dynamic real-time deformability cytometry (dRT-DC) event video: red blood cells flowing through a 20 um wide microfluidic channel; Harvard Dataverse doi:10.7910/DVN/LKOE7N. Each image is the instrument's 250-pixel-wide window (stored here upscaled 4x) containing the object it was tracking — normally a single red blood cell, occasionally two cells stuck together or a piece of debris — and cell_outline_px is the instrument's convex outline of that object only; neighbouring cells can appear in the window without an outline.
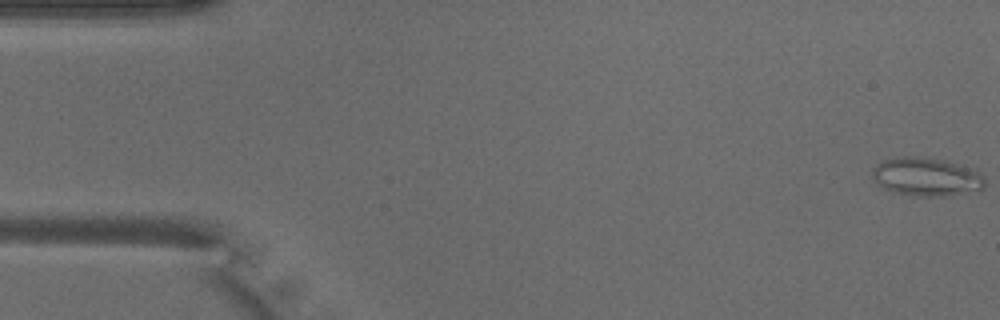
{"species": "common noctule bat (a hibernating species)", "species_latin": "Nyctalus noctula", "temperature_condition": "warm", "stored_images_in_passage": 50, "camera_frame_rate_fps": 3000, "um_per_image_px": 0.085, "animal": {"sex": "male", "body_mass_g": 18.8}, "frame": {"image": 1, "passage_image": 1, "time_ms": 0.0, "image_size_px": [1000, 320], "cell_outline_px": [[984, 188], [944, 196], [912, 196], [892, 192], [876, 184], [872, 176], [872, 168], [884, 160], [904, 156], [924, 156], [944, 160], [956, 164], [976, 172], [984, 180]], "centroid_in_image_um": [78.64, 15.03], "position_along_channel_um": 6.4, "area_um2": 24.85}}
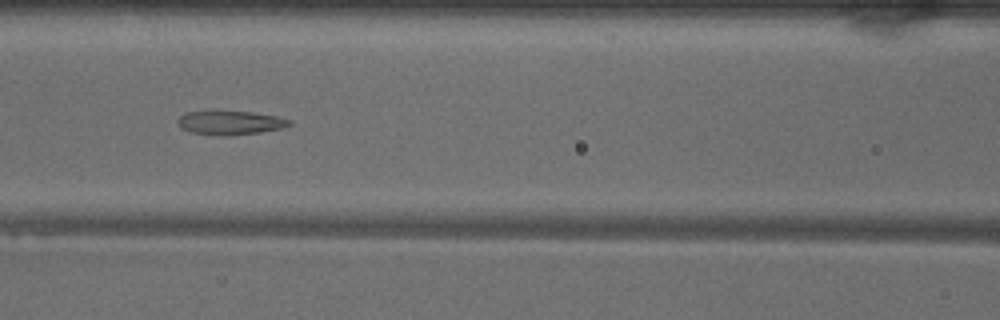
{"frame": {"image": 2, "passage_image": 21, "time_ms": 6.667, "image_size_px": [1000, 320], "cell_outline_px": [[292, 124], [284, 128], [260, 132], [228, 136], [216, 136], [192, 132], [180, 128], [176, 124], [176, 120], [184, 112], [216, 108], [252, 112], [276, 116], [292, 120]], "centroid_in_image_um": [19.5, 10.39], "position_along_channel_um": 147.1, "area_um2": 16.59}}
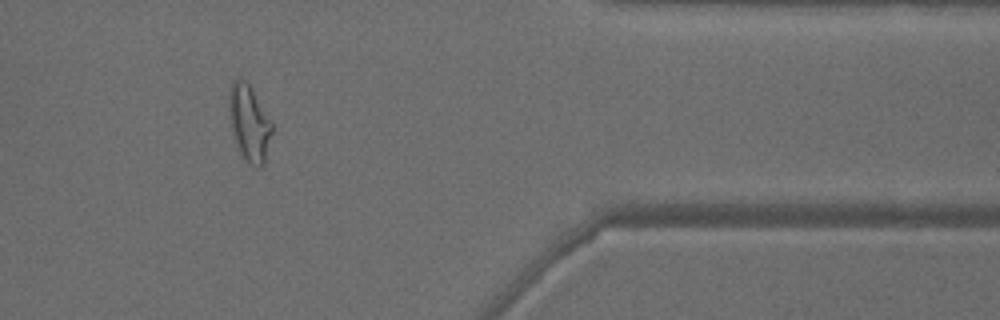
{"frame": {"image": 3, "passage_image": 41, "time_ms": 13.333, "image_size_px": [1000, 320], "cell_outline_px": [[272, 132], [264, 164], [260, 168], [256, 168], [248, 164], [244, 160], [240, 152], [232, 128], [228, 112], [228, 88], [232, 80], [236, 76], [240, 76], [248, 84], [272, 120]], "centroid_in_image_um": [21.17, 10.43], "position_along_channel_um": 390.2, "area_um2": 19.36}, "authors_computed_cell_mechanics": {"area_um2": 18.4671, "velocity_mm_per_s": 4.0468, "shape_relaxation_time_tau1_ms": null, "shape_relaxation_time_tau2_ms": 2.1108, "deformation_change_tau1": null, "deformation_change_tau2": 0.0905}}